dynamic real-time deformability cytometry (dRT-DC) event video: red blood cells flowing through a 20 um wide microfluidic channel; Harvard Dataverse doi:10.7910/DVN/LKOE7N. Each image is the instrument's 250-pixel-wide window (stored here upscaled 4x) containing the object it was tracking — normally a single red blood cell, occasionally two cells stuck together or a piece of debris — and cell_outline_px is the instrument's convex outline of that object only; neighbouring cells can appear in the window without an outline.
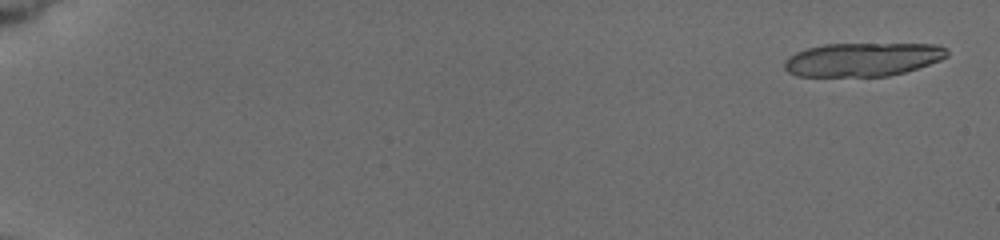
{"species": "common noctule bat (a hibernating species)", "species_latin": "Nyctalus noctula", "temperature_condition": "cold", "stored_images_in_passage": 9, "camera_frame_rate_fps": 3000, "um_per_image_px": 0.085, "animal": {"sex": "female", "body_mass_g": 19.5, "forearm_length_mm": 54.1}, "frame": {"image": 1, "passage_image": 1, "time_ms": 0.0, "image_size_px": [1000, 240], "cell_outline_px": [[948, 56], [940, 60], [904, 72], [888, 76], [796, 76], [788, 72], [784, 68], [784, 60], [788, 56], [804, 48], [824, 44], [936, 44], [948, 48]], "centroid_in_image_um": [73.29, 5.05], "position_along_channel_um": 11.7, "area_um2": 31.96}}
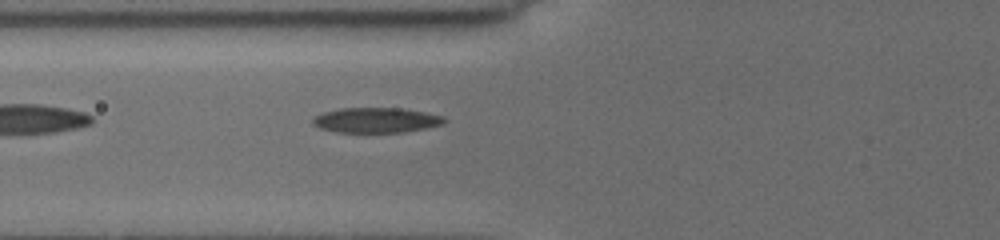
{"frame": {"image": 2, "passage_image": 9, "time_ms": 7.333, "image_size_px": [1000, 240], "cell_outline_px": [[448, 120], [444, 124], [404, 132], [336, 132], [320, 128], [312, 124], [312, 120], [316, 116], [324, 112], [340, 108], [400, 108], [424, 112], [444, 116]], "centroid_in_image_um": [31.99, 10.21], "position_along_channel_um": 93.8, "area_um2": 19.19}}